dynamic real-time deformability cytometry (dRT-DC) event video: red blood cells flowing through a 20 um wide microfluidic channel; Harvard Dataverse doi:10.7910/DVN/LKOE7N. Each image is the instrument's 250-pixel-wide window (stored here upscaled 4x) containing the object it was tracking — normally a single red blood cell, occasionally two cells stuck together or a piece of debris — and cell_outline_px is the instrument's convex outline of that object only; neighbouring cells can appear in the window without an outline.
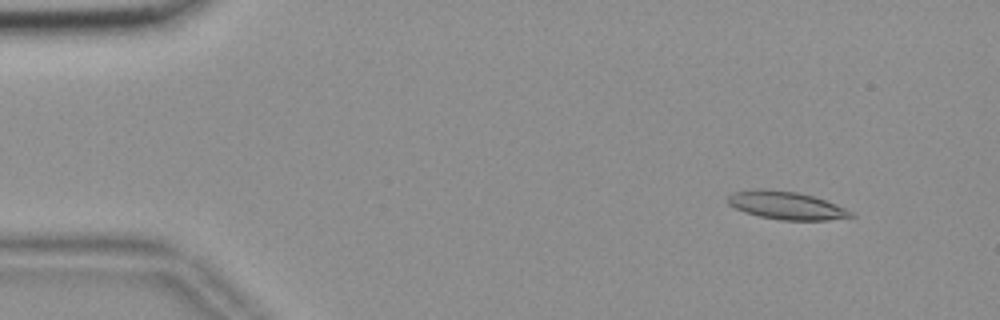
{"species": "common noctule bat (a hibernating species)", "species_latin": "Nyctalus noctula", "temperature_condition": "room temperature", "stored_images_in_passage": 56, "camera_frame_rate_fps": 3000, "um_per_image_px": 0.085, "animal": {"sex": "female", "body_mass_g": 18.4}, "frame": {"image": 1, "passage_image": 6, "time_ms": 1.667, "image_size_px": [1000, 320], "cell_outline_px": [[856, 216], [828, 220], [780, 220], [760, 216], [744, 212], [728, 204], [728, 196], [732, 192], [760, 188], [768, 188], [796, 192], [812, 196], [836, 204], [852, 212]], "centroid_in_image_um": [66.81, 17.45], "position_along_channel_um": 18.2, "area_um2": 20.0}}
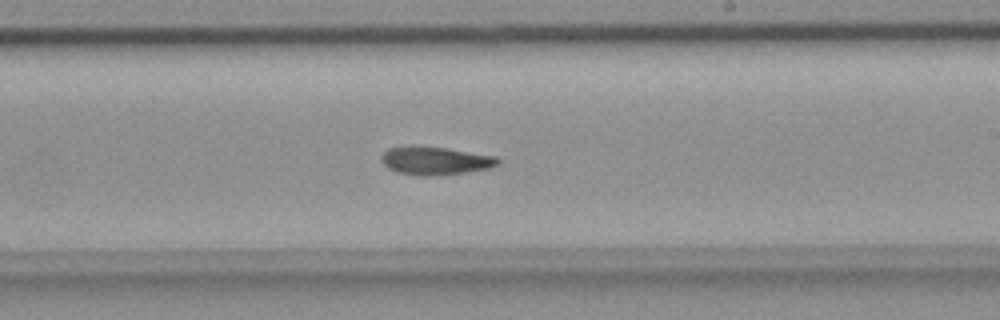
{"frame": {"image": 2, "passage_image": 33, "time_ms": 10.667, "image_size_px": [1000, 320], "cell_outline_px": [[500, 164], [492, 168], [464, 172], [432, 176], [420, 176], [396, 172], [388, 168], [380, 160], [380, 156], [388, 148], [412, 144], [444, 148], [496, 156], [500, 160]], "centroid_in_image_um": [36.96, 13.65], "position_along_channel_um": 252.0, "area_um2": 19.42}}
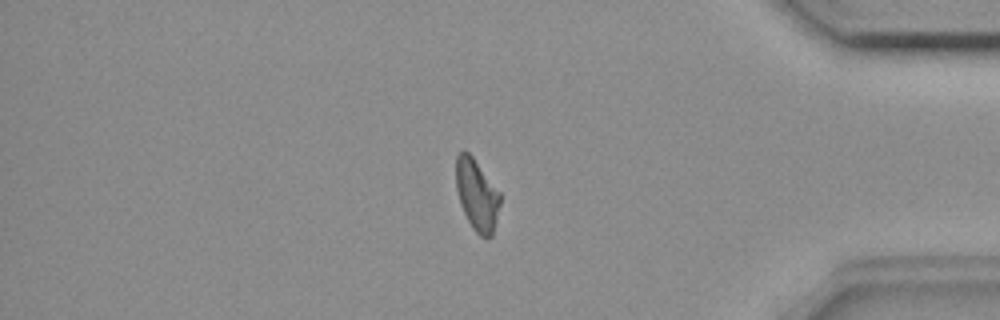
{"frame": {"image": 3, "passage_image": 47, "time_ms": 15.333, "image_size_px": [1000, 320], "cell_outline_px": [[500, 204], [492, 236], [480, 236], [472, 228], [460, 204], [456, 188], [456, 156], [464, 148], [472, 156], [500, 192]], "centroid_in_image_um": [40.52, 16.54], "position_along_channel_um": 394.7, "area_um2": 18.21}, "authors_computed_cell_mechanics": {"area_um2": 19.2474, "velocity_mm_per_s": 3.6745, "shape_relaxation_time_tau1_ms": null, "shape_relaxation_time_tau2_ms": 10.9538, "deformation_change_tau1": null, "deformation_change_tau2": 0.1947}}